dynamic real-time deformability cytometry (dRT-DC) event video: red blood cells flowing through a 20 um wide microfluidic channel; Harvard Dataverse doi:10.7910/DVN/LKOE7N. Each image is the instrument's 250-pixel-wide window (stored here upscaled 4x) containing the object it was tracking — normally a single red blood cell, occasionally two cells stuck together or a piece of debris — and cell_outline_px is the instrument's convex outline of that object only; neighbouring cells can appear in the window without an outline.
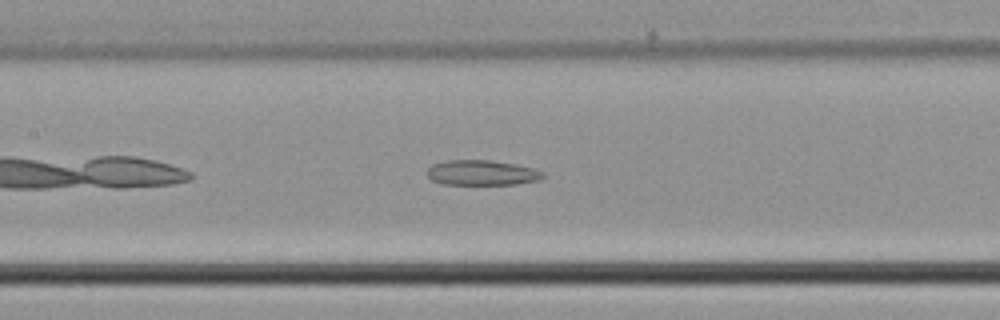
{"species": "common noctule bat (a hibernating species)", "species_latin": "Nyctalus noctula", "temperature_condition": "cold", "stored_images_in_passage": 35, "camera_frame_rate_fps": 3000, "um_per_image_px": 0.085, "animal": {"sex": "male", "body_mass_g": 21.5, "forearm_length_mm": 52.0}, "frame": {"image": 1, "passage_image": 10, "time_ms": 3.0, "image_size_px": [1000, 320], "cell_outline_px": [[544, 176], [540, 180], [516, 184], [444, 184], [432, 180], [428, 176], [428, 168], [432, 164], [448, 160], [488, 160], [516, 164], [532, 168], [544, 172]], "centroid_in_image_um": [40.97, 14.68], "position_along_channel_um": 166.4, "area_um2": 16.88}}
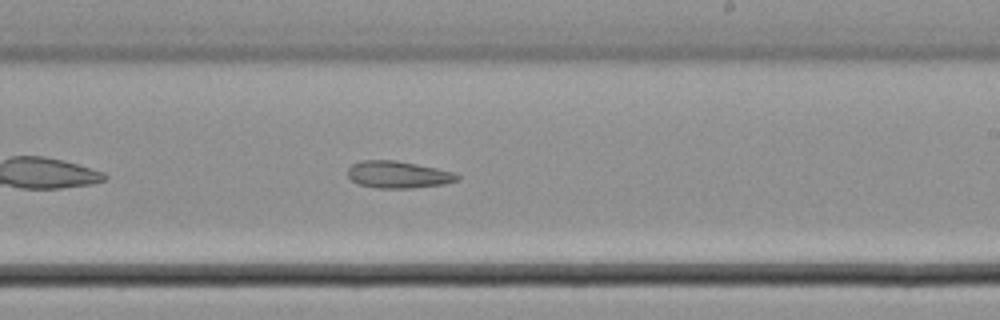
{"frame": {"image": 2, "passage_image": 16, "time_ms": 5.0, "image_size_px": [1000, 320], "cell_outline_px": [[460, 180], [444, 184], [412, 188], [376, 188], [360, 184], [352, 180], [348, 176], [348, 168], [352, 164], [364, 160], [396, 160], [436, 168], [452, 172], [460, 176]], "centroid_in_image_um": [33.85, 14.84], "position_along_channel_um": 255.2, "area_um2": 17.17}}
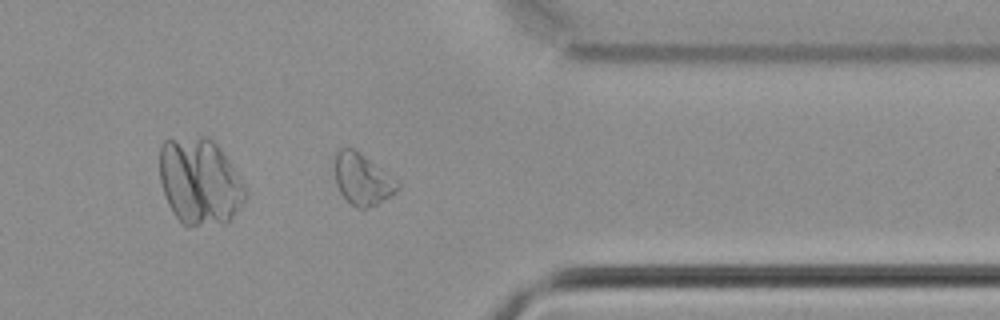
{"frame": {"image": 3, "passage_image": 25, "time_ms": 8.0, "image_size_px": [1000, 320], "cell_outline_px": [[400, 188], [392, 196], [368, 208], [360, 208], [352, 204], [340, 192], [336, 184], [332, 164], [332, 160], [336, 152], [340, 148], [352, 148], [360, 152], [400, 184]], "centroid_in_image_um": [30.74, 15.21], "position_along_channel_um": 380.7, "area_um2": 18.79}}